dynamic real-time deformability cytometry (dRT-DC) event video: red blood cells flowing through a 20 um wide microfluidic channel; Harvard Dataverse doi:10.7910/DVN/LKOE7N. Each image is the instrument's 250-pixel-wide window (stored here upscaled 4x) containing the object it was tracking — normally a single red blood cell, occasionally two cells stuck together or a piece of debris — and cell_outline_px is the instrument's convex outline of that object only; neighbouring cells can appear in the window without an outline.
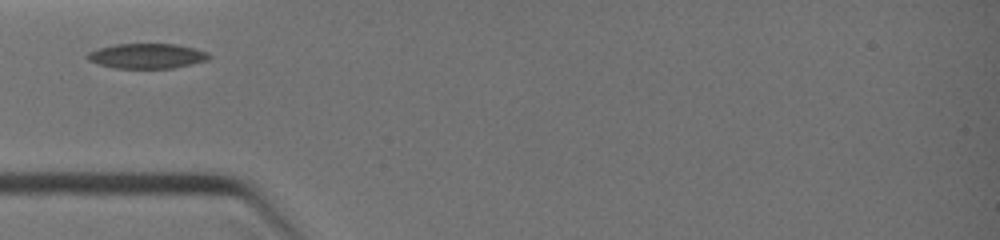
{"species": "common noctule bat (a hibernating species)", "species_latin": "Nyctalus noctula", "temperature_condition": "warm", "stored_images_in_passage": 3, "camera_frame_rate_fps": 3000, "um_per_image_px": 0.085, "animal": {"sex": "female", "body_mass_g": 19.0, "forearm_length_mm": 51.5}, "frame": {"image": 1, "passage_image": 1, "time_ms": 0.0, "image_size_px": [1000, 240], "cell_outline_px": [[212, 56], [208, 60], [172, 68], [116, 68], [96, 64], [88, 60], [84, 56], [88, 52], [100, 48], [116, 44], [176, 44], [208, 52]], "centroid_in_image_um": [12.46, 4.76], "position_along_channel_um": 72.5, "area_um2": 17.69}}
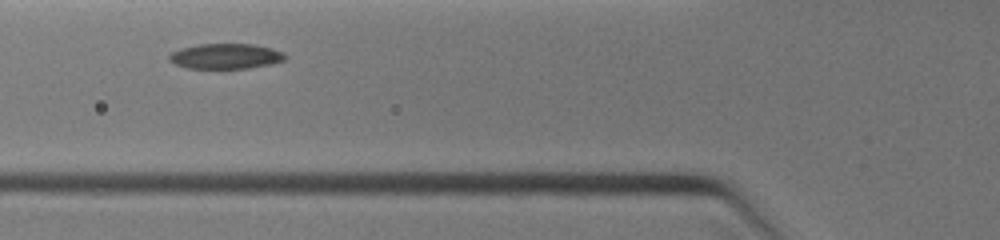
{"frame": {"image": 2, "passage_image": 2, "time_ms": 0.667, "image_size_px": [1000, 240], "cell_outline_px": [[288, 56], [284, 60], [268, 64], [248, 68], [188, 68], [176, 64], [168, 60], [168, 56], [172, 52], [180, 48], [200, 44], [252, 44], [272, 48], [284, 52]], "centroid_in_image_um": [19.18, 4.77], "position_along_channel_um": 106.6, "area_um2": 16.99}}
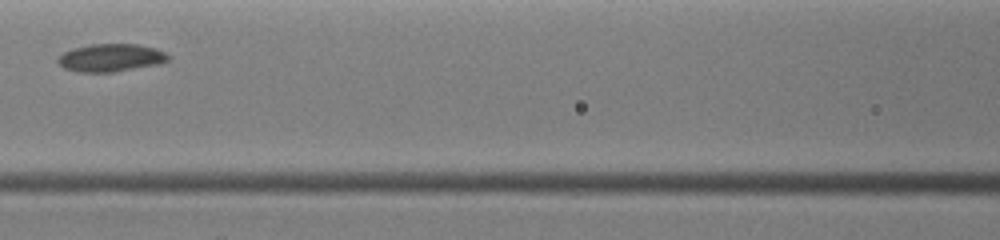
{"frame": {"image": 3, "passage_image": 3, "time_ms": 1.667, "image_size_px": [1000, 240], "cell_outline_px": [[168, 60], [160, 64], [112, 72], [76, 72], [64, 68], [56, 60], [64, 52], [72, 48], [92, 44], [136, 44], [152, 48], [164, 52], [168, 56]], "centroid_in_image_um": [9.38, 4.91], "position_along_channel_um": 157.2, "area_um2": 17.69}}